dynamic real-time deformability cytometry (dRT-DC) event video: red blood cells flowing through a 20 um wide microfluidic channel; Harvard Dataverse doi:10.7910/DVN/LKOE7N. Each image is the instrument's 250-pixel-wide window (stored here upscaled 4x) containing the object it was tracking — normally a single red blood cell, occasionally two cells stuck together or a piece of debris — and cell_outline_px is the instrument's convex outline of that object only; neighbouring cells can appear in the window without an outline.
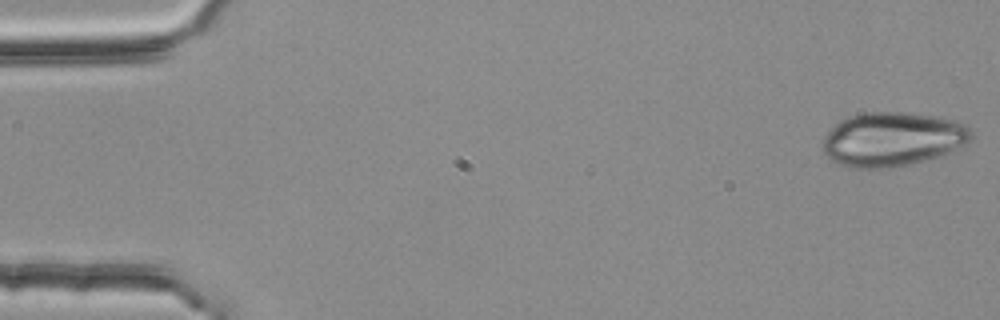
{"species": "common noctule bat (a hibernating species)", "species_latin": "Nyctalus noctula", "temperature_condition": "room temperature", "stored_images_in_passage": 4, "camera_frame_rate_fps": 3000, "um_per_image_px": 0.085, "animal": {"sex": "female", "body_mass_g": 25.1}, "frame": {"image": 1, "passage_image": 1, "time_ms": 0.0, "image_size_px": [1000, 320], "cell_outline_px": [[972, 136], [964, 144], [936, 156], [924, 160], [888, 168], [856, 168], [840, 164], [832, 160], [824, 152], [820, 144], [824, 136], [840, 120], [848, 116], [864, 112], [904, 112], [940, 116], [956, 120], [964, 124], [972, 132]], "centroid_in_image_um": [75.81, 11.8], "position_along_channel_um": 9.2, "area_um2": 46.53}}